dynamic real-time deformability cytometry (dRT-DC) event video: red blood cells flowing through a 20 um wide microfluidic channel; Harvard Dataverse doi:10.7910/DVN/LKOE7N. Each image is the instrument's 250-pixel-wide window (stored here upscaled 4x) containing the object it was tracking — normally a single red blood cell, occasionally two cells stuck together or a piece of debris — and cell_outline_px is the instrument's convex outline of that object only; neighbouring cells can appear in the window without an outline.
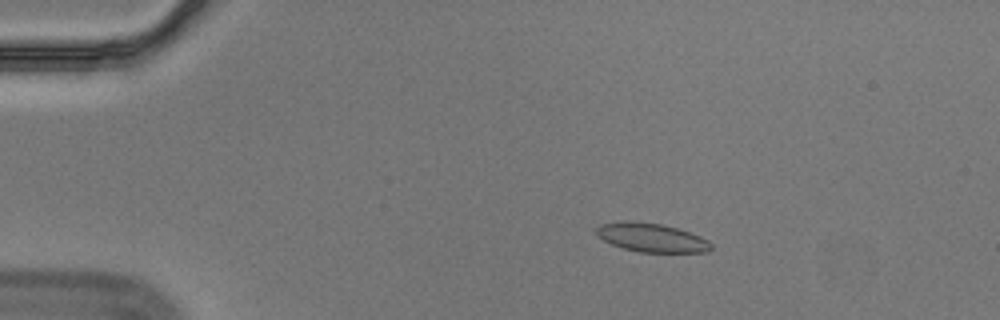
{"species": "Egyptian fruit bat (a non-hibernating species)", "species_latin": "Rousettus aegyptiacus", "temperature_condition": "cold", "stored_images_in_passage": 57, "camera_frame_rate_fps": 3000, "um_per_image_px": 0.085, "animal": {"sex": "male"}, "frame": {"image": 1, "passage_image": 11, "time_ms": 3.333, "image_size_px": [1000, 320], "cell_outline_px": [[712, 248], [708, 252], [640, 252], [624, 248], [612, 244], [596, 236], [596, 228], [600, 224], [624, 220], [628, 220], [660, 224], [676, 228], [700, 236], [708, 240], [712, 244]], "centroid_in_image_um": [55.36, 20.19], "position_along_channel_um": 29.6, "area_um2": 19.19}}
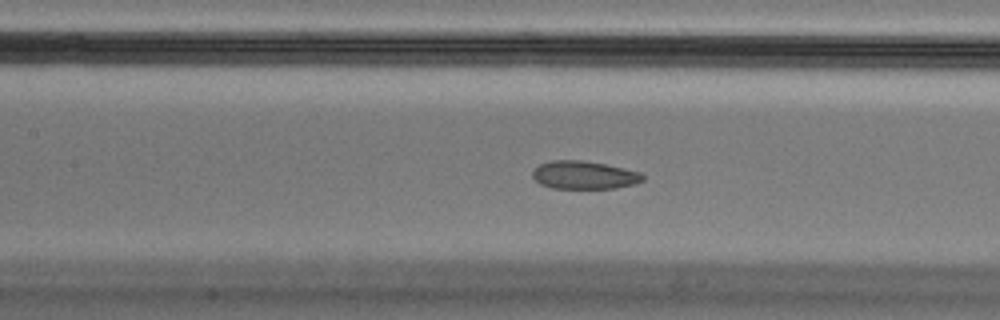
{"frame": {"image": 2, "passage_image": 27, "time_ms": 8.667, "image_size_px": [1000, 320], "cell_outline_px": [[644, 180], [636, 184], [616, 188], [552, 188], [540, 184], [532, 176], [532, 172], [540, 164], [552, 160], [584, 160], [604, 164], [640, 172], [644, 176]], "centroid_in_image_um": [49.66, 14.88], "position_along_channel_um": 157.7, "area_um2": 17.98}}
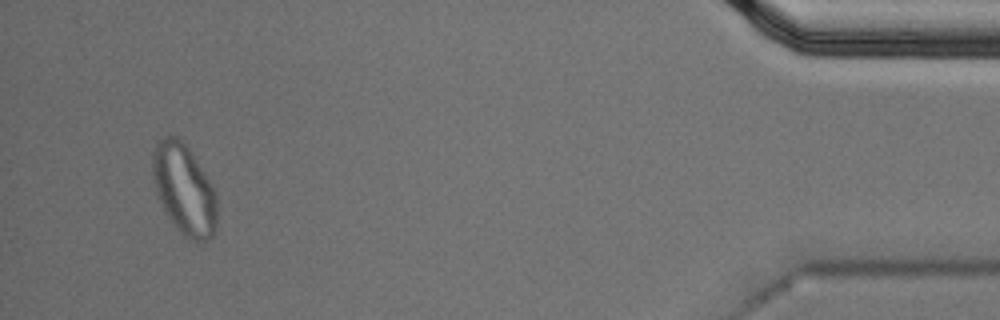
{"frame": {"image": 3, "passage_image": 55, "time_ms": 18.0, "image_size_px": [1000, 320], "cell_outline_px": [[216, 228], [212, 236], [208, 240], [188, 240], [180, 232], [168, 216], [156, 192], [152, 172], [152, 152], [156, 144], [164, 136], [176, 136], [192, 152], [216, 192]], "centroid_in_image_um": [15.65, 16.09], "position_along_channel_um": 419.6, "area_um2": 33.64}, "authors_computed_cell_mechanics": {"area_um2": 19.1318, "velocity_mm_per_s": 3.5336, "shape_relaxation_time_tau1_ms": null, "shape_relaxation_time_tau2_ms": 1.854, "deformation_change_tau1": null, "deformation_change_tau2": 0.0673}}